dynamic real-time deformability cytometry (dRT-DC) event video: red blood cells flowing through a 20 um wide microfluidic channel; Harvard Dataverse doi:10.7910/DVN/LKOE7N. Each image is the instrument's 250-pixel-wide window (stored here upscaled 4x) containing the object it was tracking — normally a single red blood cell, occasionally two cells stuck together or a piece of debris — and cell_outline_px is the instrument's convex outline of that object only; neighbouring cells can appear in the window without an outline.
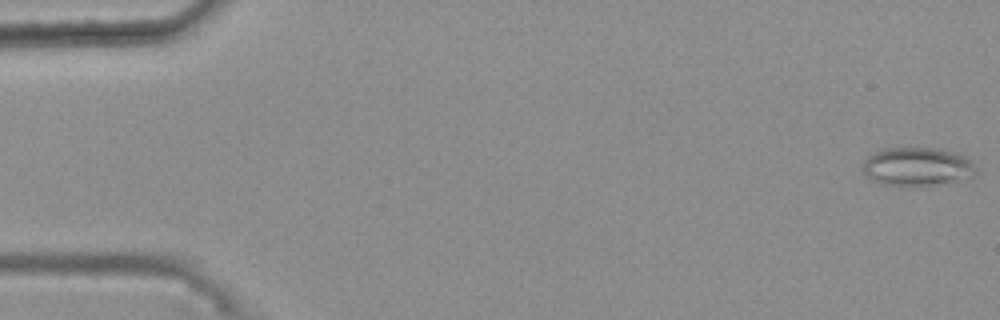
{"species": "common noctule bat (a hibernating species)", "species_latin": "Nyctalus noctula", "temperature_condition": "warm", "stored_images_in_passage": 48, "camera_frame_rate_fps": 3000, "um_per_image_px": 0.085, "animal": {"sex": "female", "body_mass_g": 25.1}, "frame": {"image": 1, "passage_image": 1, "time_ms": 0.0, "image_size_px": [1000, 320], "cell_outline_px": [[976, 168], [972, 176], [928, 184], [904, 188], [880, 184], [872, 180], [860, 168], [864, 160], [868, 156], [884, 148], [936, 148], [952, 152], [964, 156], [972, 160]], "centroid_in_image_um": [77.86, 14.16], "position_along_channel_um": 7.1, "area_um2": 25.26}}
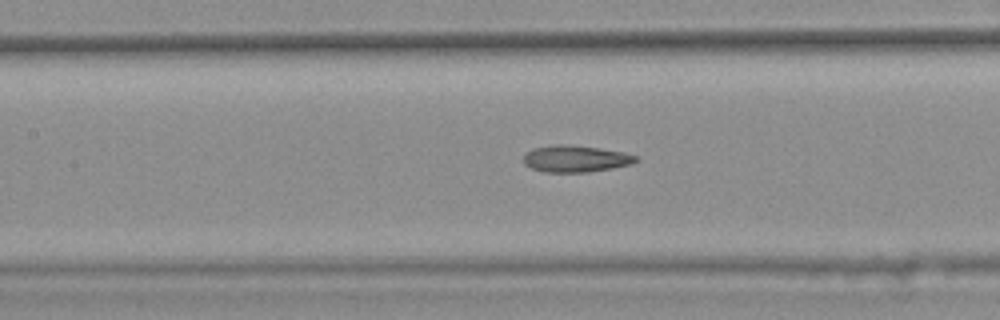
{"frame": {"image": 2, "passage_image": 25, "time_ms": 8.0, "image_size_px": [1000, 320], "cell_outline_px": [[640, 160], [632, 164], [612, 168], [588, 172], [544, 172], [532, 168], [524, 164], [524, 152], [532, 148], [552, 144], [568, 144], [600, 148], [624, 152], [636, 156]], "centroid_in_image_um": [48.91, 13.48], "position_along_channel_um": 158.5, "area_um2": 17.74}}
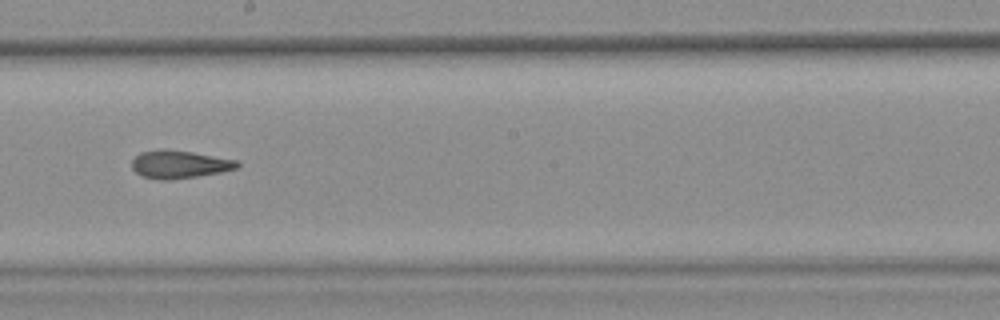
{"frame": {"image": 3, "passage_image": 31, "time_ms": 10.0, "image_size_px": [1000, 320], "cell_outline_px": [[240, 164], [236, 168], [220, 172], [196, 176], [168, 180], [160, 180], [140, 176], [132, 168], [132, 160], [140, 152], [192, 152], [236, 160]], "centroid_in_image_um": [15.25, 14.02], "position_along_channel_um": 233.0, "area_um2": 16.3}, "authors_computed_cell_mechanics": {"area_um2": 17.7446, "velocity_mm_per_s": 3.7349, "shape_relaxation_time_tau1_ms": null, "shape_relaxation_time_tau2_ms": 3.5496, "deformation_change_tau1": null, "deformation_change_tau2": 0.129}}